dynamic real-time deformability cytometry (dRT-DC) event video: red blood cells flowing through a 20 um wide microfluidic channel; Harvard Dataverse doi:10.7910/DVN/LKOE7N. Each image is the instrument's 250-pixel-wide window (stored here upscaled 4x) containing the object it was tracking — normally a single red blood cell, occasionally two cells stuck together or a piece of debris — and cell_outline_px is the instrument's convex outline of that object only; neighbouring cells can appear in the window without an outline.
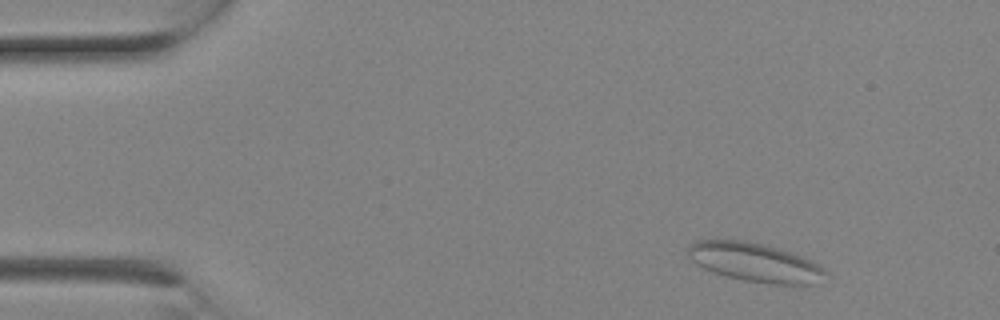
{"species": "Egyptian fruit bat (a non-hibernating species)", "species_latin": "Rousettus aegyptiacus", "temperature_condition": "room temperature", "stored_images_in_passage": 2, "camera_frame_rate_fps": 3000, "um_per_image_px": 0.085, "animal": {"sex": "female"}, "frame": {"image": 1, "passage_image": 1, "time_ms": 0.0, "image_size_px": [1000, 320], "cell_outline_px": [[828, 272], [812, 284], [768, 284], [744, 280], [712, 272], [704, 268], [692, 260], [688, 256], [688, 248], [696, 240], [744, 240], [764, 244], [800, 256], [820, 264]], "centroid_in_image_um": [64.15, 22.29], "position_along_channel_um": 20.9, "area_um2": 30.69}}